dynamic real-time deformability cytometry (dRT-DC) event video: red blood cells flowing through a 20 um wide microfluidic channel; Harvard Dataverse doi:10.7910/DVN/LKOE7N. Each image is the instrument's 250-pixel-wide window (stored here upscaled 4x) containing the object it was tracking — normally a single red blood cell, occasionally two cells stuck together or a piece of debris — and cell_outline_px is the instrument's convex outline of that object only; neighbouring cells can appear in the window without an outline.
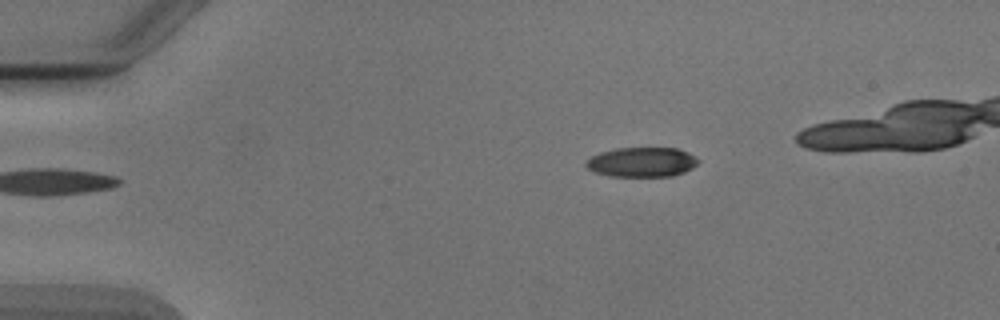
{"species": "Egyptian fruit bat (a non-hibernating species)", "species_latin": "Rousettus aegyptiacus", "temperature_condition": "cold", "stored_images_in_passage": 3, "camera_frame_rate_fps": 3000, "um_per_image_px": 0.085, "animal": {"sex": "male"}, "frame": {"image": 1, "passage_image": 1, "time_ms": 0.0, "image_size_px": [1000, 320], "cell_outline_px": [[700, 160], [692, 168], [684, 172], [672, 176], [608, 176], [596, 172], [588, 168], [584, 164], [584, 160], [600, 152], [616, 148], [676, 148], [688, 152], [696, 156]], "centroid_in_image_um": [54.55, 13.77], "position_along_channel_um": 30.4, "area_um2": 19.48}}